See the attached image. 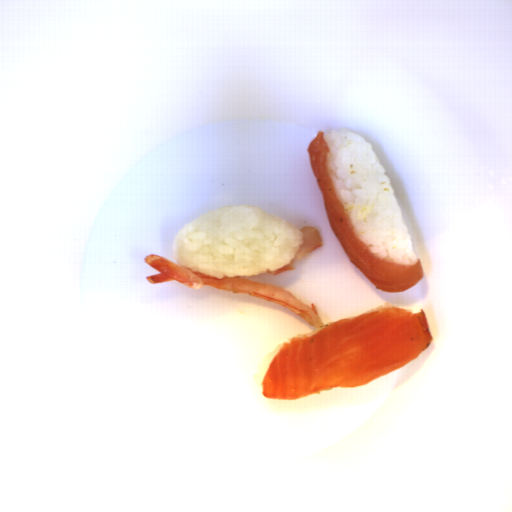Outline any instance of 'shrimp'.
I'll use <instances>...</instances> for the list:
<instances>
[{
	"label": "shrimp",
	"mask_w": 512,
	"mask_h": 512,
	"mask_svg": "<svg viewBox=\"0 0 512 512\" xmlns=\"http://www.w3.org/2000/svg\"><path fill=\"white\" fill-rule=\"evenodd\" d=\"M144 263L158 271V274L146 277L150 284L176 281L195 290L200 287H213L235 294L244 293L287 308L309 325L317 328L323 326L322 318L315 304L312 303L311 307L307 306L292 292L280 285L248 281L246 278L240 277L217 279L193 272L191 268L179 266L178 263H173L154 254L146 255Z\"/></svg>",
	"instance_id": "a79e029a"
},
{
	"label": "shrimp",
	"mask_w": 512,
	"mask_h": 512,
	"mask_svg": "<svg viewBox=\"0 0 512 512\" xmlns=\"http://www.w3.org/2000/svg\"><path fill=\"white\" fill-rule=\"evenodd\" d=\"M300 230L303 233V244L298 249L293 259L286 263L281 268H279L278 270L262 272L264 275L278 276L286 271H293L294 269H296L294 267V261L302 258L307 253L315 252L316 250L322 247L323 241L321 234L314 226H304Z\"/></svg>",
	"instance_id": "fd3e3c34"
}]
</instances>
